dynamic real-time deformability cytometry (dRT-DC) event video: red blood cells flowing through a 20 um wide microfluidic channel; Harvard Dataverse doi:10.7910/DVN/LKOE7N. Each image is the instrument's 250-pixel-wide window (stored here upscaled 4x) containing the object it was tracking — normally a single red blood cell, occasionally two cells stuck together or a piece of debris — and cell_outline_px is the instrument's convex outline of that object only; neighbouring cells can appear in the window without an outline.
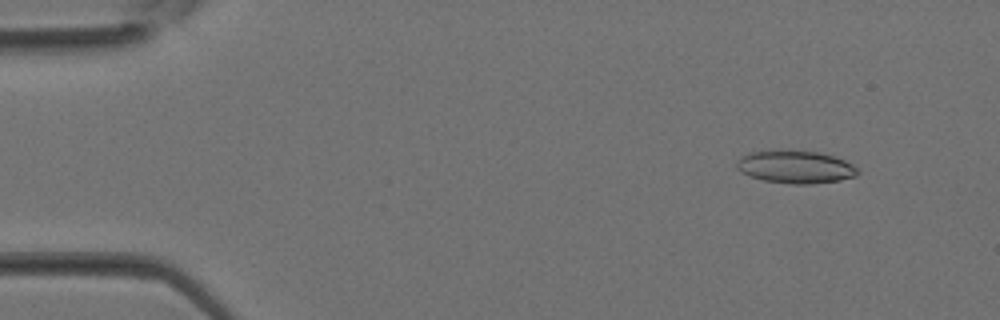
{"species": "Egyptian fruit bat (a non-hibernating species)", "species_latin": "Rousettus aegyptiacus", "temperature_condition": "room temperature", "stored_images_in_passage": 7, "camera_frame_rate_fps": 3000, "um_per_image_px": 0.085, "animal": {"sex": "female"}, "frame": {"image": 1, "passage_image": 1, "time_ms": 0.0, "image_size_px": [1000, 320], "cell_outline_px": [[860, 172], [856, 176], [840, 180], [812, 184], [792, 184], [764, 180], [748, 176], [740, 172], [736, 168], [736, 160], [740, 156], [748, 152], [816, 152], [832, 156], [844, 160], [852, 164]], "centroid_in_image_um": [67.59, 14.22], "position_along_channel_um": 17.4, "area_um2": 22.66}}